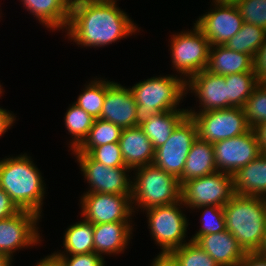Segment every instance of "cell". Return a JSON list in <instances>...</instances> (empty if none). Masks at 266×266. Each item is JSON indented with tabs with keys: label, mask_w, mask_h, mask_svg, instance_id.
<instances>
[{
	"label": "cell",
	"mask_w": 266,
	"mask_h": 266,
	"mask_svg": "<svg viewBox=\"0 0 266 266\" xmlns=\"http://www.w3.org/2000/svg\"><path fill=\"white\" fill-rule=\"evenodd\" d=\"M195 243L208 253L218 266H238L246 254L237 239L227 230L201 236Z\"/></svg>",
	"instance_id": "obj_19"
},
{
	"label": "cell",
	"mask_w": 266,
	"mask_h": 266,
	"mask_svg": "<svg viewBox=\"0 0 266 266\" xmlns=\"http://www.w3.org/2000/svg\"><path fill=\"white\" fill-rule=\"evenodd\" d=\"M206 70L221 76L254 72V58L249 54L231 50L225 45L210 46Z\"/></svg>",
	"instance_id": "obj_20"
},
{
	"label": "cell",
	"mask_w": 266,
	"mask_h": 266,
	"mask_svg": "<svg viewBox=\"0 0 266 266\" xmlns=\"http://www.w3.org/2000/svg\"><path fill=\"white\" fill-rule=\"evenodd\" d=\"M243 22L266 30V0H239L235 3Z\"/></svg>",
	"instance_id": "obj_35"
},
{
	"label": "cell",
	"mask_w": 266,
	"mask_h": 266,
	"mask_svg": "<svg viewBox=\"0 0 266 266\" xmlns=\"http://www.w3.org/2000/svg\"><path fill=\"white\" fill-rule=\"evenodd\" d=\"M13 115L14 114L9 111L7 112V110L0 107V136H2V134H4L14 123L16 117Z\"/></svg>",
	"instance_id": "obj_42"
},
{
	"label": "cell",
	"mask_w": 266,
	"mask_h": 266,
	"mask_svg": "<svg viewBox=\"0 0 266 266\" xmlns=\"http://www.w3.org/2000/svg\"><path fill=\"white\" fill-rule=\"evenodd\" d=\"M254 72L258 83H266V39L254 58Z\"/></svg>",
	"instance_id": "obj_38"
},
{
	"label": "cell",
	"mask_w": 266,
	"mask_h": 266,
	"mask_svg": "<svg viewBox=\"0 0 266 266\" xmlns=\"http://www.w3.org/2000/svg\"><path fill=\"white\" fill-rule=\"evenodd\" d=\"M93 233V224L85 219L82 222L70 225L65 231L63 241L66 254L75 255L94 252Z\"/></svg>",
	"instance_id": "obj_26"
},
{
	"label": "cell",
	"mask_w": 266,
	"mask_h": 266,
	"mask_svg": "<svg viewBox=\"0 0 266 266\" xmlns=\"http://www.w3.org/2000/svg\"><path fill=\"white\" fill-rule=\"evenodd\" d=\"M136 102L130 88L106 81V94L100 119L126 129L135 127Z\"/></svg>",
	"instance_id": "obj_16"
},
{
	"label": "cell",
	"mask_w": 266,
	"mask_h": 266,
	"mask_svg": "<svg viewBox=\"0 0 266 266\" xmlns=\"http://www.w3.org/2000/svg\"><path fill=\"white\" fill-rule=\"evenodd\" d=\"M41 218L31 211L21 210L0 220V253L10 259L13 252L25 246L38 244L40 239L37 222Z\"/></svg>",
	"instance_id": "obj_14"
},
{
	"label": "cell",
	"mask_w": 266,
	"mask_h": 266,
	"mask_svg": "<svg viewBox=\"0 0 266 266\" xmlns=\"http://www.w3.org/2000/svg\"><path fill=\"white\" fill-rule=\"evenodd\" d=\"M85 179L91 186L88 192L132 195V183L127 167H110L93 160L87 153H74Z\"/></svg>",
	"instance_id": "obj_13"
},
{
	"label": "cell",
	"mask_w": 266,
	"mask_h": 266,
	"mask_svg": "<svg viewBox=\"0 0 266 266\" xmlns=\"http://www.w3.org/2000/svg\"><path fill=\"white\" fill-rule=\"evenodd\" d=\"M186 111L196 123L198 138L211 144L243 135L251 129L244 108L230 107L198 113L191 109Z\"/></svg>",
	"instance_id": "obj_6"
},
{
	"label": "cell",
	"mask_w": 266,
	"mask_h": 266,
	"mask_svg": "<svg viewBox=\"0 0 266 266\" xmlns=\"http://www.w3.org/2000/svg\"><path fill=\"white\" fill-rule=\"evenodd\" d=\"M215 8L199 17L195 26L211 46L225 45L242 27L243 19L235 3H215Z\"/></svg>",
	"instance_id": "obj_15"
},
{
	"label": "cell",
	"mask_w": 266,
	"mask_h": 266,
	"mask_svg": "<svg viewBox=\"0 0 266 266\" xmlns=\"http://www.w3.org/2000/svg\"><path fill=\"white\" fill-rule=\"evenodd\" d=\"M131 196L86 192L81 197V213L92 224L130 221L135 212Z\"/></svg>",
	"instance_id": "obj_12"
},
{
	"label": "cell",
	"mask_w": 266,
	"mask_h": 266,
	"mask_svg": "<svg viewBox=\"0 0 266 266\" xmlns=\"http://www.w3.org/2000/svg\"><path fill=\"white\" fill-rule=\"evenodd\" d=\"M234 193L266 198V154L243 166L233 174Z\"/></svg>",
	"instance_id": "obj_22"
},
{
	"label": "cell",
	"mask_w": 266,
	"mask_h": 266,
	"mask_svg": "<svg viewBox=\"0 0 266 266\" xmlns=\"http://www.w3.org/2000/svg\"><path fill=\"white\" fill-rule=\"evenodd\" d=\"M39 22L50 29H66L72 0H21ZM65 27V28H64Z\"/></svg>",
	"instance_id": "obj_23"
},
{
	"label": "cell",
	"mask_w": 266,
	"mask_h": 266,
	"mask_svg": "<svg viewBox=\"0 0 266 266\" xmlns=\"http://www.w3.org/2000/svg\"><path fill=\"white\" fill-rule=\"evenodd\" d=\"M0 188L20 210L41 216L45 188L41 173L30 156L24 153L0 160Z\"/></svg>",
	"instance_id": "obj_3"
},
{
	"label": "cell",
	"mask_w": 266,
	"mask_h": 266,
	"mask_svg": "<svg viewBox=\"0 0 266 266\" xmlns=\"http://www.w3.org/2000/svg\"><path fill=\"white\" fill-rule=\"evenodd\" d=\"M223 210L226 230L244 252H259L266 231V198L234 194Z\"/></svg>",
	"instance_id": "obj_2"
},
{
	"label": "cell",
	"mask_w": 266,
	"mask_h": 266,
	"mask_svg": "<svg viewBox=\"0 0 266 266\" xmlns=\"http://www.w3.org/2000/svg\"><path fill=\"white\" fill-rule=\"evenodd\" d=\"M151 266H180L176 258L169 253H160L152 262Z\"/></svg>",
	"instance_id": "obj_41"
},
{
	"label": "cell",
	"mask_w": 266,
	"mask_h": 266,
	"mask_svg": "<svg viewBox=\"0 0 266 266\" xmlns=\"http://www.w3.org/2000/svg\"><path fill=\"white\" fill-rule=\"evenodd\" d=\"M64 252L53 253L55 257L61 262L63 266H105L103 256L95 252L89 254H75L67 256Z\"/></svg>",
	"instance_id": "obj_37"
},
{
	"label": "cell",
	"mask_w": 266,
	"mask_h": 266,
	"mask_svg": "<svg viewBox=\"0 0 266 266\" xmlns=\"http://www.w3.org/2000/svg\"><path fill=\"white\" fill-rule=\"evenodd\" d=\"M136 178L132 183V204L148 209L155 206L169 205L181 199L179 180L162 170L148 164L137 168ZM136 180V181H135Z\"/></svg>",
	"instance_id": "obj_5"
},
{
	"label": "cell",
	"mask_w": 266,
	"mask_h": 266,
	"mask_svg": "<svg viewBox=\"0 0 266 266\" xmlns=\"http://www.w3.org/2000/svg\"><path fill=\"white\" fill-rule=\"evenodd\" d=\"M122 130L121 127L110 121L97 118L94 120L87 138L73 152L88 153L93 147L119 142Z\"/></svg>",
	"instance_id": "obj_29"
},
{
	"label": "cell",
	"mask_w": 266,
	"mask_h": 266,
	"mask_svg": "<svg viewBox=\"0 0 266 266\" xmlns=\"http://www.w3.org/2000/svg\"><path fill=\"white\" fill-rule=\"evenodd\" d=\"M93 160L110 167H126L119 142L93 147L87 153Z\"/></svg>",
	"instance_id": "obj_36"
},
{
	"label": "cell",
	"mask_w": 266,
	"mask_h": 266,
	"mask_svg": "<svg viewBox=\"0 0 266 266\" xmlns=\"http://www.w3.org/2000/svg\"><path fill=\"white\" fill-rule=\"evenodd\" d=\"M12 259L7 255L0 253V266H10Z\"/></svg>",
	"instance_id": "obj_45"
},
{
	"label": "cell",
	"mask_w": 266,
	"mask_h": 266,
	"mask_svg": "<svg viewBox=\"0 0 266 266\" xmlns=\"http://www.w3.org/2000/svg\"><path fill=\"white\" fill-rule=\"evenodd\" d=\"M119 144L124 164L130 170L153 163L155 150L140 126L123 129Z\"/></svg>",
	"instance_id": "obj_18"
},
{
	"label": "cell",
	"mask_w": 266,
	"mask_h": 266,
	"mask_svg": "<svg viewBox=\"0 0 266 266\" xmlns=\"http://www.w3.org/2000/svg\"><path fill=\"white\" fill-rule=\"evenodd\" d=\"M171 57L173 68L181 73L180 76L193 75L206 70L209 57L210 43L204 34L195 26L193 31L172 35Z\"/></svg>",
	"instance_id": "obj_10"
},
{
	"label": "cell",
	"mask_w": 266,
	"mask_h": 266,
	"mask_svg": "<svg viewBox=\"0 0 266 266\" xmlns=\"http://www.w3.org/2000/svg\"><path fill=\"white\" fill-rule=\"evenodd\" d=\"M64 119L68 132L73 136L70 147L75 150L87 138L95 119L75 103L69 107Z\"/></svg>",
	"instance_id": "obj_30"
},
{
	"label": "cell",
	"mask_w": 266,
	"mask_h": 266,
	"mask_svg": "<svg viewBox=\"0 0 266 266\" xmlns=\"http://www.w3.org/2000/svg\"><path fill=\"white\" fill-rule=\"evenodd\" d=\"M128 17L116 0H72L67 35L78 45L102 47L138 29Z\"/></svg>",
	"instance_id": "obj_1"
},
{
	"label": "cell",
	"mask_w": 266,
	"mask_h": 266,
	"mask_svg": "<svg viewBox=\"0 0 266 266\" xmlns=\"http://www.w3.org/2000/svg\"><path fill=\"white\" fill-rule=\"evenodd\" d=\"M197 209H203L202 215V225L200 230L190 239L191 241H196L199 237L219 233L226 230L225 216L223 207H218L215 205H207L196 207Z\"/></svg>",
	"instance_id": "obj_34"
},
{
	"label": "cell",
	"mask_w": 266,
	"mask_h": 266,
	"mask_svg": "<svg viewBox=\"0 0 266 266\" xmlns=\"http://www.w3.org/2000/svg\"><path fill=\"white\" fill-rule=\"evenodd\" d=\"M35 266H63L61 262L55 257L53 254L48 255L44 259H42L38 264Z\"/></svg>",
	"instance_id": "obj_44"
},
{
	"label": "cell",
	"mask_w": 266,
	"mask_h": 266,
	"mask_svg": "<svg viewBox=\"0 0 266 266\" xmlns=\"http://www.w3.org/2000/svg\"><path fill=\"white\" fill-rule=\"evenodd\" d=\"M186 78L177 75L151 77L135 84L131 89L136 102L135 126H140L154 114L177 109L187 94Z\"/></svg>",
	"instance_id": "obj_4"
},
{
	"label": "cell",
	"mask_w": 266,
	"mask_h": 266,
	"mask_svg": "<svg viewBox=\"0 0 266 266\" xmlns=\"http://www.w3.org/2000/svg\"><path fill=\"white\" fill-rule=\"evenodd\" d=\"M20 211L11 197L0 188V220L15 215Z\"/></svg>",
	"instance_id": "obj_39"
},
{
	"label": "cell",
	"mask_w": 266,
	"mask_h": 266,
	"mask_svg": "<svg viewBox=\"0 0 266 266\" xmlns=\"http://www.w3.org/2000/svg\"><path fill=\"white\" fill-rule=\"evenodd\" d=\"M170 253L180 266H218L208 253L191 240Z\"/></svg>",
	"instance_id": "obj_33"
},
{
	"label": "cell",
	"mask_w": 266,
	"mask_h": 266,
	"mask_svg": "<svg viewBox=\"0 0 266 266\" xmlns=\"http://www.w3.org/2000/svg\"><path fill=\"white\" fill-rule=\"evenodd\" d=\"M130 221L93 224L94 252L102 254H118L128 245L132 233Z\"/></svg>",
	"instance_id": "obj_21"
},
{
	"label": "cell",
	"mask_w": 266,
	"mask_h": 266,
	"mask_svg": "<svg viewBox=\"0 0 266 266\" xmlns=\"http://www.w3.org/2000/svg\"><path fill=\"white\" fill-rule=\"evenodd\" d=\"M258 253L266 256V231H265V237H264L263 244Z\"/></svg>",
	"instance_id": "obj_46"
},
{
	"label": "cell",
	"mask_w": 266,
	"mask_h": 266,
	"mask_svg": "<svg viewBox=\"0 0 266 266\" xmlns=\"http://www.w3.org/2000/svg\"><path fill=\"white\" fill-rule=\"evenodd\" d=\"M198 138L197 126L187 115L174 129L168 140L155 149L153 164L175 176L182 185V173L193 142Z\"/></svg>",
	"instance_id": "obj_8"
},
{
	"label": "cell",
	"mask_w": 266,
	"mask_h": 266,
	"mask_svg": "<svg viewBox=\"0 0 266 266\" xmlns=\"http://www.w3.org/2000/svg\"><path fill=\"white\" fill-rule=\"evenodd\" d=\"M265 39L266 30L264 28L243 22L239 32L225 46L231 50L246 53L255 58Z\"/></svg>",
	"instance_id": "obj_27"
},
{
	"label": "cell",
	"mask_w": 266,
	"mask_h": 266,
	"mask_svg": "<svg viewBox=\"0 0 266 266\" xmlns=\"http://www.w3.org/2000/svg\"><path fill=\"white\" fill-rule=\"evenodd\" d=\"M243 108L251 129L266 121V83L256 85Z\"/></svg>",
	"instance_id": "obj_32"
},
{
	"label": "cell",
	"mask_w": 266,
	"mask_h": 266,
	"mask_svg": "<svg viewBox=\"0 0 266 266\" xmlns=\"http://www.w3.org/2000/svg\"><path fill=\"white\" fill-rule=\"evenodd\" d=\"M256 131L262 154H266V121L254 128Z\"/></svg>",
	"instance_id": "obj_43"
},
{
	"label": "cell",
	"mask_w": 266,
	"mask_h": 266,
	"mask_svg": "<svg viewBox=\"0 0 266 266\" xmlns=\"http://www.w3.org/2000/svg\"><path fill=\"white\" fill-rule=\"evenodd\" d=\"M187 115L186 110L159 112L152 115L147 122H144L140 127L150 139L155 150L168 140L176 126Z\"/></svg>",
	"instance_id": "obj_25"
},
{
	"label": "cell",
	"mask_w": 266,
	"mask_h": 266,
	"mask_svg": "<svg viewBox=\"0 0 266 266\" xmlns=\"http://www.w3.org/2000/svg\"><path fill=\"white\" fill-rule=\"evenodd\" d=\"M180 205H184L181 199L169 205L146 209L150 233L158 246H161L162 253H169L186 244L184 238L188 222L178 207Z\"/></svg>",
	"instance_id": "obj_7"
},
{
	"label": "cell",
	"mask_w": 266,
	"mask_h": 266,
	"mask_svg": "<svg viewBox=\"0 0 266 266\" xmlns=\"http://www.w3.org/2000/svg\"><path fill=\"white\" fill-rule=\"evenodd\" d=\"M186 89L192 90L191 93L194 91L195 96H198L199 104L203 108L200 112L228 108L225 76L203 70L186 80Z\"/></svg>",
	"instance_id": "obj_17"
},
{
	"label": "cell",
	"mask_w": 266,
	"mask_h": 266,
	"mask_svg": "<svg viewBox=\"0 0 266 266\" xmlns=\"http://www.w3.org/2000/svg\"><path fill=\"white\" fill-rule=\"evenodd\" d=\"M234 194L233 175L220 171L181 185V201L192 209L207 205L223 207Z\"/></svg>",
	"instance_id": "obj_9"
},
{
	"label": "cell",
	"mask_w": 266,
	"mask_h": 266,
	"mask_svg": "<svg viewBox=\"0 0 266 266\" xmlns=\"http://www.w3.org/2000/svg\"><path fill=\"white\" fill-rule=\"evenodd\" d=\"M238 266H266V256L258 252L246 253Z\"/></svg>",
	"instance_id": "obj_40"
},
{
	"label": "cell",
	"mask_w": 266,
	"mask_h": 266,
	"mask_svg": "<svg viewBox=\"0 0 266 266\" xmlns=\"http://www.w3.org/2000/svg\"><path fill=\"white\" fill-rule=\"evenodd\" d=\"M106 94V81L94 80L85 86L83 92L78 96L76 105L85 110L94 119L100 118Z\"/></svg>",
	"instance_id": "obj_31"
},
{
	"label": "cell",
	"mask_w": 266,
	"mask_h": 266,
	"mask_svg": "<svg viewBox=\"0 0 266 266\" xmlns=\"http://www.w3.org/2000/svg\"><path fill=\"white\" fill-rule=\"evenodd\" d=\"M228 91V108H243L258 84L255 72H242L225 76Z\"/></svg>",
	"instance_id": "obj_28"
},
{
	"label": "cell",
	"mask_w": 266,
	"mask_h": 266,
	"mask_svg": "<svg viewBox=\"0 0 266 266\" xmlns=\"http://www.w3.org/2000/svg\"><path fill=\"white\" fill-rule=\"evenodd\" d=\"M239 0H213V3H236Z\"/></svg>",
	"instance_id": "obj_47"
},
{
	"label": "cell",
	"mask_w": 266,
	"mask_h": 266,
	"mask_svg": "<svg viewBox=\"0 0 266 266\" xmlns=\"http://www.w3.org/2000/svg\"><path fill=\"white\" fill-rule=\"evenodd\" d=\"M217 171L235 174L261 153L256 131L250 129L243 135L221 140L213 144Z\"/></svg>",
	"instance_id": "obj_11"
},
{
	"label": "cell",
	"mask_w": 266,
	"mask_h": 266,
	"mask_svg": "<svg viewBox=\"0 0 266 266\" xmlns=\"http://www.w3.org/2000/svg\"><path fill=\"white\" fill-rule=\"evenodd\" d=\"M217 172L214 146L197 138L188 153L182 173V184Z\"/></svg>",
	"instance_id": "obj_24"
}]
</instances>
